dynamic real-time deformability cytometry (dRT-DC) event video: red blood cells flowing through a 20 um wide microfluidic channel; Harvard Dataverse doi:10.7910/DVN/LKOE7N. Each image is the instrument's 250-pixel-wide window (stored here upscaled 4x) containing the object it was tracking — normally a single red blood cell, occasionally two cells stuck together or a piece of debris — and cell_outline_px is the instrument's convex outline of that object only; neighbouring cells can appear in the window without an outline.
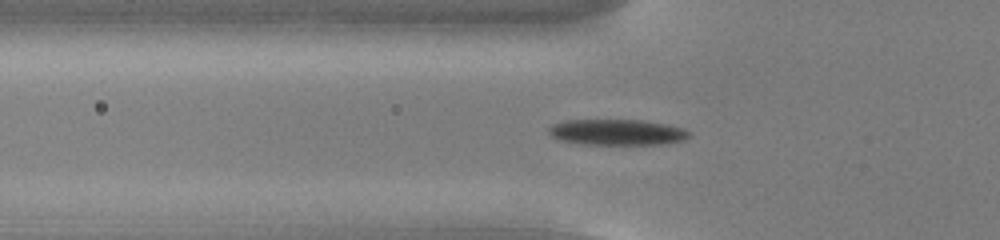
{"species": "common noctule bat (a hibernating species)", "species_latin": "Nyctalus noctula", "temperature_condition": "cold", "stored_images_in_passage": 51, "camera_frame_rate_fps": 3000, "um_per_image_px": 0.085, "animal": {"sex": "male", "body_mass_g": 13.0, "forearm_length_mm": 53.1}, "frame": {"image": 1, "passage_image": 19, "time_ms": 6.0, "image_size_px": [1000, 240], "cell_outline_px": [[692, 136], [684, 140], [664, 144], [580, 144], [560, 140], [552, 136], [548, 132], [548, 128], [552, 124], [568, 120], [640, 120], [668, 124], [684, 128], [692, 132]], "centroid_in_image_um": [52.5, 11.24], "position_along_channel_um": 73.3, "area_um2": 21.33}}
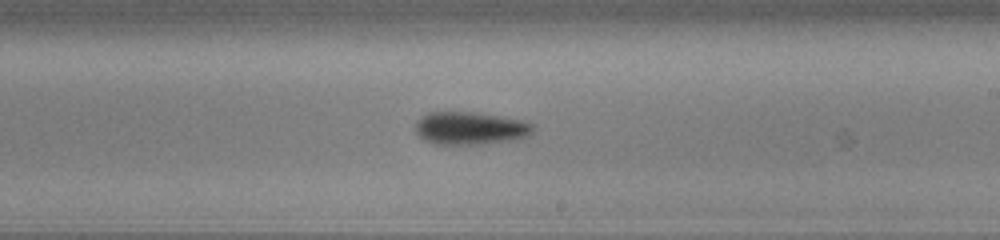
{"frame": {"image": 2, "passage_image": 33, "time_ms": 10.667, "image_size_px": [1000, 240], "cell_outline_px": [[536, 124], [532, 132], [528, 136], [516, 140], [488, 144], [436, 144], [424, 140], [416, 132], [416, 120], [428, 112], [472, 112], [500, 116], [520, 120]], "centroid_in_image_um": [40.0, 10.91], "position_along_channel_um": 249.0, "area_um2": 22.66}}
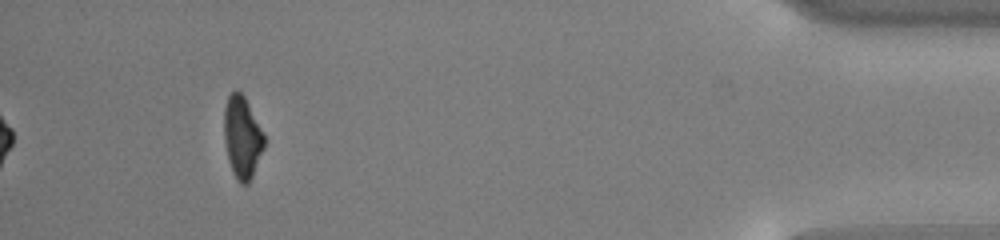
{"frame": {"image": 3, "passage_image": 51, "time_ms": 16.667, "image_size_px": [1000, 240], "cell_outline_px": [[264, 148], [252, 176], [248, 184], [240, 184], [236, 180], [232, 172], [228, 160], [224, 140], [224, 108], [228, 96], [236, 88], [244, 96], [264, 136]], "centroid_in_image_um": [20.56, 11.69], "position_along_channel_um": 414.6, "area_um2": 19.02}, "authors_computed_cell_mechanics": {"area_um2": 20.4612, "velocity_mm_per_s": 3.7644, "shape_relaxation_time_tau1_ms": 1.8001, "shape_relaxation_time_tau2_ms": null, "deformation_change_tau1": 0.0942, "deformation_change_tau2": null}}